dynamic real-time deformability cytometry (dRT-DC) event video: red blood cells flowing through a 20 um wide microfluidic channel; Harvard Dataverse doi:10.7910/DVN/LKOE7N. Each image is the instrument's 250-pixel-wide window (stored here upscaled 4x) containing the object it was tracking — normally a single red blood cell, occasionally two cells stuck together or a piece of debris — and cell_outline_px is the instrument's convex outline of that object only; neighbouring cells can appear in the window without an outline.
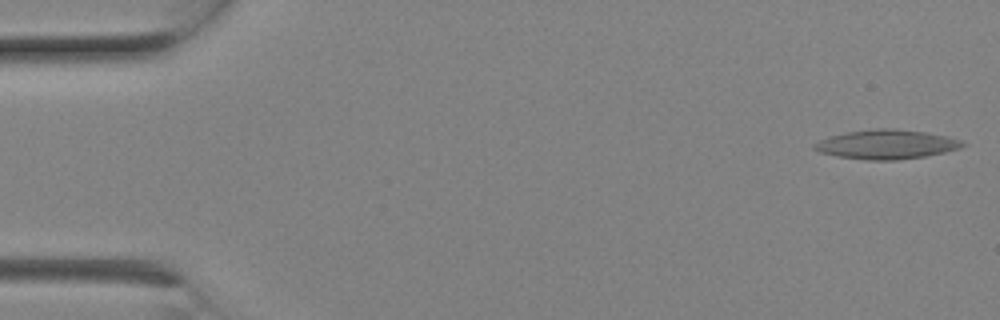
{"species": "Egyptian fruit bat (a non-hibernating species)", "species_latin": "Rousettus aegyptiacus", "temperature_condition": "room temperature", "stored_images_in_passage": 6, "camera_frame_rate_fps": 3000, "um_per_image_px": 0.085, "animal": {"sex": "female"}, "frame": {"image": 1, "passage_image": 1, "time_ms": 0.0, "image_size_px": [1000, 320], "cell_outline_px": [[968, 144], [960, 148], [944, 152], [924, 156], [896, 160], [868, 160], [836, 156], [820, 152], [812, 148], [812, 144], [820, 140], [832, 136], [848, 132], [876, 128], [892, 128], [924, 132], [948, 136], [960, 140]], "centroid_in_image_um": [75.36, 12.27], "position_along_channel_um": 9.6, "area_um2": 25.14}}
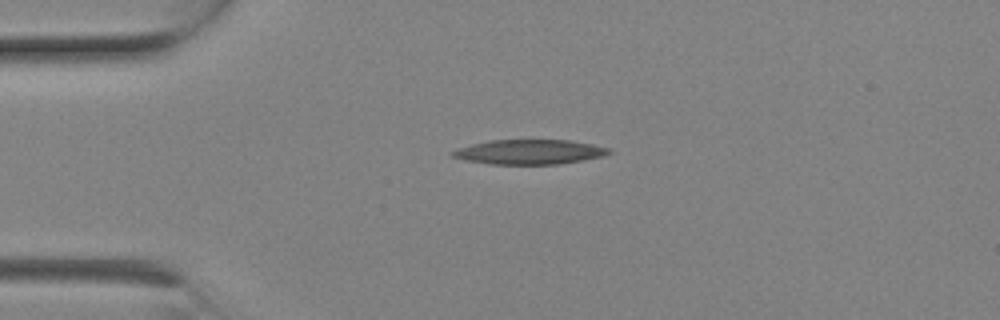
{"frame": {"image": 2, "passage_image": 5, "time_ms": 1.333, "image_size_px": [1000, 320], "cell_outline_px": [[612, 152], [604, 156], [584, 160], [560, 164], [492, 164], [464, 160], [452, 156], [448, 152], [472, 144], [488, 140], [572, 140], [592, 144], [608, 148]], "centroid_in_image_um": [45.01, 12.91], "position_along_channel_um": 40.0, "area_um2": 22.54}}